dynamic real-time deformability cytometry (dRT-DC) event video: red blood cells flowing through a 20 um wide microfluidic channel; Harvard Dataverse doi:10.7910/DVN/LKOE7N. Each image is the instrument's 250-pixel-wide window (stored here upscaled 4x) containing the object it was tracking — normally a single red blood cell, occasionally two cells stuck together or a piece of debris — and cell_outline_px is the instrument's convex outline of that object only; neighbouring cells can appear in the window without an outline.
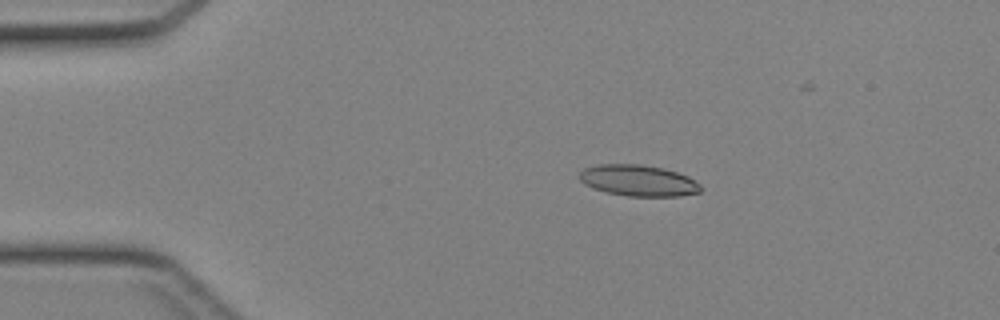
{"species": "Egyptian fruit bat (a non-hibernating species)", "species_latin": "Rousettus aegyptiacus", "temperature_condition": "cold", "stored_images_in_passage": 36, "camera_frame_rate_fps": 3000, "um_per_image_px": 0.085, "animal": {"sex": "female"}, "frame": {"image": 1, "passage_image": 8, "time_ms": 2.333, "image_size_px": [1000, 320], "cell_outline_px": [[704, 188], [700, 192], [680, 196], [628, 196], [608, 192], [592, 188], [584, 184], [580, 180], [580, 172], [584, 168], [600, 164], [640, 164], [664, 168], [688, 176], [700, 184]], "centroid_in_image_um": [54.28, 15.34], "position_along_channel_um": 30.7, "area_um2": 22.08}}
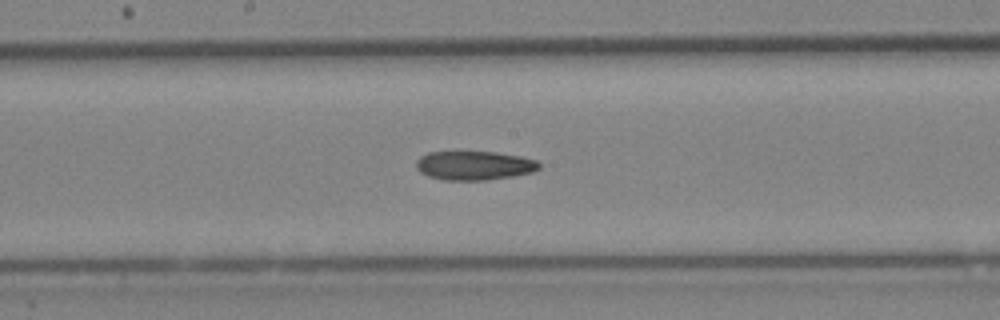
{"frame": {"image": 2, "passage_image": 23, "time_ms": 7.333, "image_size_px": [1000, 320], "cell_outline_px": [[540, 168], [532, 172], [512, 176], [484, 180], [444, 180], [428, 176], [420, 172], [416, 168], [416, 160], [420, 156], [428, 152], [496, 152], [520, 156], [536, 160], [540, 164]], "centroid_in_image_um": [40.29, 14.06], "position_along_channel_um": 207.9, "area_um2": 20.75}}
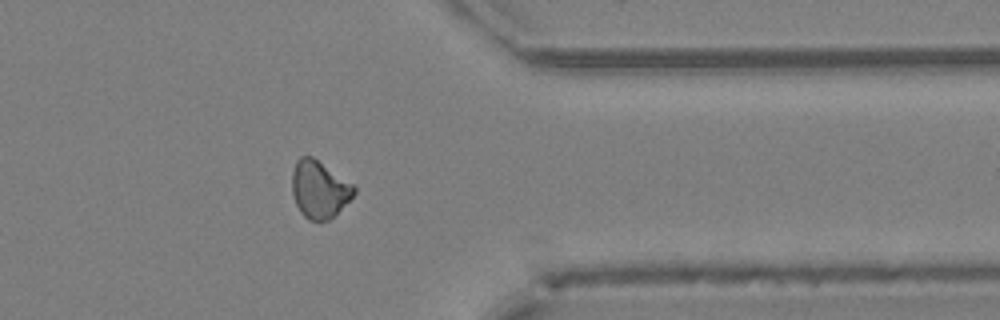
{"frame": {"image": 3, "passage_image": 35, "time_ms": 11.333, "image_size_px": [1000, 320], "cell_outline_px": [[356, 192], [328, 220], [320, 224], [308, 220], [300, 212], [296, 204], [292, 192], [292, 172], [296, 160], [300, 156], [312, 156], [352, 184], [356, 188]], "centroid_in_image_um": [27.1, 16.11], "position_along_channel_um": 384.3, "area_um2": 20.58}}